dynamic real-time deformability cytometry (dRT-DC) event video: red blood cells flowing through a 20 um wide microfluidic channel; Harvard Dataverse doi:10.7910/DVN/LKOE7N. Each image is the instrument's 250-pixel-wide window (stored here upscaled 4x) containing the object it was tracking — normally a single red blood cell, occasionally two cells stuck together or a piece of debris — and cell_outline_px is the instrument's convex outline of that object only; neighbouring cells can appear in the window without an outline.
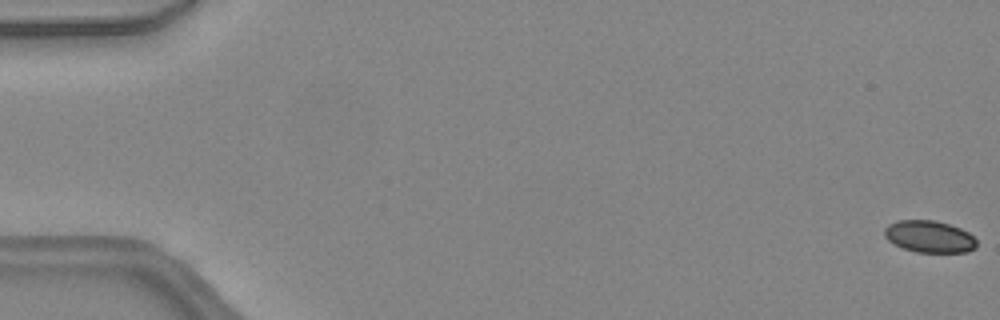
{"species": "common noctule bat (a hibernating species)", "species_latin": "Nyctalus noctula", "temperature_condition": "warm", "stored_images_in_passage": 20, "camera_frame_rate_fps": 3000, "um_per_image_px": 0.085, "animal": {"sex": "female", "body_mass_g": 24.6, "forearm_length_mm": 56.2}, "frame": {"image": 1, "passage_image": 1, "time_ms": 0.0, "image_size_px": [1000, 320], "cell_outline_px": [[976, 248], [968, 252], [916, 252], [904, 248], [888, 240], [884, 236], [884, 228], [888, 224], [896, 220], [936, 220], [960, 228], [968, 232], [976, 240]], "centroid_in_image_um": [78.99, 20.1], "position_along_channel_um": 6.0, "area_um2": 17.17}}
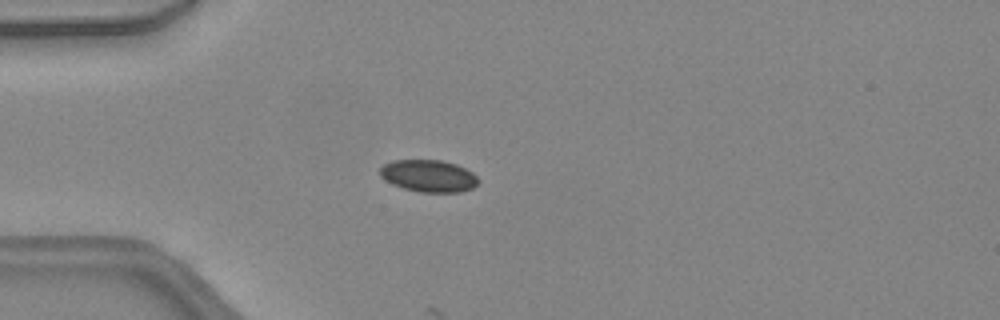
{"frame": {"image": 2, "passage_image": 14, "time_ms": 4.333, "image_size_px": [1000, 320], "cell_outline_px": [[480, 180], [472, 188], [460, 192], [420, 192], [404, 188], [392, 184], [384, 180], [380, 176], [380, 168], [384, 164], [392, 160], [440, 160], [456, 164], [472, 172]], "centroid_in_image_um": [36.41, 14.95], "position_along_channel_um": 48.6, "area_um2": 18.38}}